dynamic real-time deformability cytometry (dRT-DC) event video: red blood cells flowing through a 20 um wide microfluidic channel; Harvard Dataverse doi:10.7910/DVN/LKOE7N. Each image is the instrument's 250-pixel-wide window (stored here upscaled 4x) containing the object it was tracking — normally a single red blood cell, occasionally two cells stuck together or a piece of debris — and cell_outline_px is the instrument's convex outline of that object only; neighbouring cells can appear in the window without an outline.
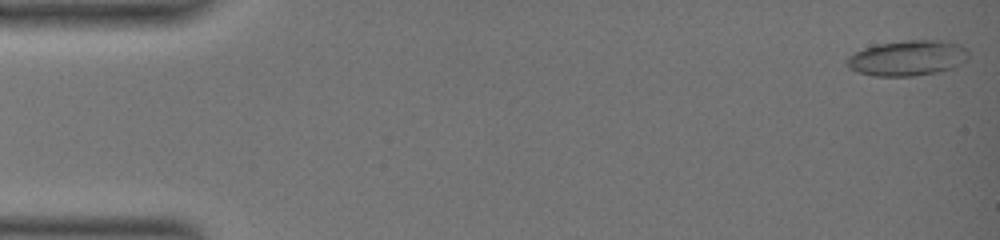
{"species": "common noctule bat (a hibernating species)", "species_latin": "Nyctalus noctula", "temperature_condition": "warm", "stored_images_in_passage": 56, "camera_frame_rate_fps": 3000, "um_per_image_px": 0.085, "animal": {"sex": "female", "body_mass_g": 19.0, "forearm_length_mm": 51.5}, "frame": {"image": 1, "passage_image": 1, "time_ms": 0.0, "image_size_px": [1000, 240], "cell_outline_px": [[968, 60], [952, 68], [940, 72], [912, 76], [872, 76], [856, 72], [848, 68], [848, 56], [864, 48], [880, 44], [908, 40], [948, 40], [960, 44], [968, 48]], "centroid_in_image_um": [77.2, 4.94], "position_along_channel_um": 7.8, "area_um2": 25.32}}
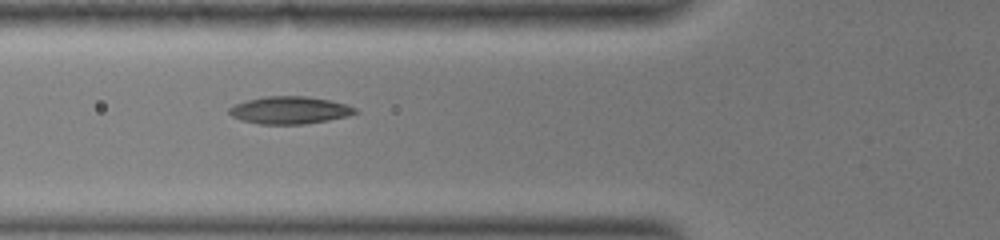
{"frame": {"image": 2, "passage_image": 22, "time_ms": 7.0, "image_size_px": [1000, 240], "cell_outline_px": [[356, 112], [348, 116], [328, 120], [304, 124], [260, 124], [240, 120], [232, 116], [228, 112], [228, 108], [236, 104], [248, 100], [264, 96], [308, 96], [332, 100], [356, 108]], "centroid_in_image_um": [24.61, 9.36], "position_along_channel_um": 101.2, "area_um2": 20.11}}
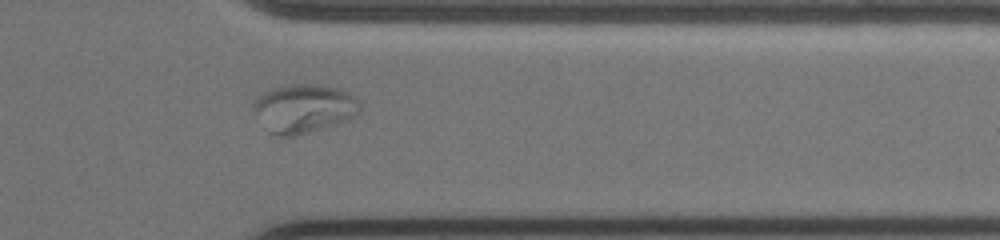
{"frame": {"image": 3, "passage_image": 47, "time_ms": 15.333, "image_size_px": [1000, 240], "cell_outline_px": [[360, 112], [344, 120], [296, 136], [276, 136], [272, 132], [256, 112], [252, 104], [264, 92], [272, 88], [288, 84], [320, 84], [336, 88], [348, 92], [356, 96], [360, 104]], "centroid_in_image_um": [25.87, 9.18], "position_along_channel_um": 385.5, "area_um2": 29.42}}